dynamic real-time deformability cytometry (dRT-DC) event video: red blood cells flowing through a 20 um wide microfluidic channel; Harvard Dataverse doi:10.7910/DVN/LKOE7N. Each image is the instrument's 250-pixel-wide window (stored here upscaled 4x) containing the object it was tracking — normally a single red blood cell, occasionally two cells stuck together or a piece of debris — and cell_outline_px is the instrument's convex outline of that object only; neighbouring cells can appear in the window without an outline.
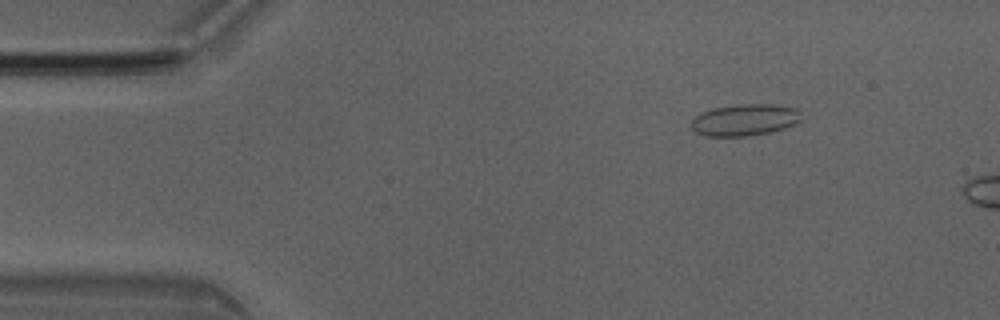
{"species": "Egyptian fruit bat (a non-hibernating species)", "species_latin": "Rousettus aegyptiacus", "temperature_condition": "room temperature", "stored_images_in_passage": 14, "camera_frame_rate_fps": 3000, "um_per_image_px": 0.085, "animal": {"sex": "male"}, "frame": {"image": 1, "passage_image": 7, "time_ms": 2.0, "image_size_px": [1000, 320], "cell_outline_px": [[800, 120], [796, 124], [772, 132], [748, 136], [704, 136], [696, 132], [692, 128], [692, 120], [700, 112], [712, 108], [736, 104], [772, 104], [796, 108], [800, 112]], "centroid_in_image_um": [63.3, 10.19], "position_along_channel_um": 21.7, "area_um2": 20.46}}